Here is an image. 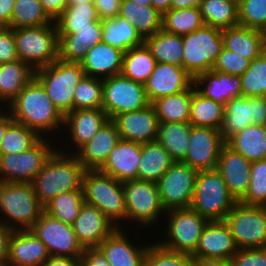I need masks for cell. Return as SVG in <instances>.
Instances as JSON below:
<instances>
[{
    "mask_svg": "<svg viewBox=\"0 0 266 266\" xmlns=\"http://www.w3.org/2000/svg\"><path fill=\"white\" fill-rule=\"evenodd\" d=\"M43 211L31 183H0V224L11 230H27Z\"/></svg>",
    "mask_w": 266,
    "mask_h": 266,
    "instance_id": "obj_3",
    "label": "cell"
},
{
    "mask_svg": "<svg viewBox=\"0 0 266 266\" xmlns=\"http://www.w3.org/2000/svg\"><path fill=\"white\" fill-rule=\"evenodd\" d=\"M238 249L224 220L209 221L199 238L196 251L191 256L230 260Z\"/></svg>",
    "mask_w": 266,
    "mask_h": 266,
    "instance_id": "obj_22",
    "label": "cell"
},
{
    "mask_svg": "<svg viewBox=\"0 0 266 266\" xmlns=\"http://www.w3.org/2000/svg\"><path fill=\"white\" fill-rule=\"evenodd\" d=\"M224 144L220 130L192 126L188 151L182 162L197 171L214 170Z\"/></svg>",
    "mask_w": 266,
    "mask_h": 266,
    "instance_id": "obj_17",
    "label": "cell"
},
{
    "mask_svg": "<svg viewBox=\"0 0 266 266\" xmlns=\"http://www.w3.org/2000/svg\"><path fill=\"white\" fill-rule=\"evenodd\" d=\"M98 248L112 266H143L148 243L137 246L128 238L125 229L117 227Z\"/></svg>",
    "mask_w": 266,
    "mask_h": 266,
    "instance_id": "obj_27",
    "label": "cell"
},
{
    "mask_svg": "<svg viewBox=\"0 0 266 266\" xmlns=\"http://www.w3.org/2000/svg\"><path fill=\"white\" fill-rule=\"evenodd\" d=\"M119 140L120 136L116 125L108 120L94 137L74 154L85 170H98L104 165L110 151Z\"/></svg>",
    "mask_w": 266,
    "mask_h": 266,
    "instance_id": "obj_25",
    "label": "cell"
},
{
    "mask_svg": "<svg viewBox=\"0 0 266 266\" xmlns=\"http://www.w3.org/2000/svg\"><path fill=\"white\" fill-rule=\"evenodd\" d=\"M228 1H231L238 6L243 0H228Z\"/></svg>",
    "mask_w": 266,
    "mask_h": 266,
    "instance_id": "obj_70",
    "label": "cell"
},
{
    "mask_svg": "<svg viewBox=\"0 0 266 266\" xmlns=\"http://www.w3.org/2000/svg\"><path fill=\"white\" fill-rule=\"evenodd\" d=\"M118 16L129 21L144 39L162 30V15L153 6L122 0Z\"/></svg>",
    "mask_w": 266,
    "mask_h": 266,
    "instance_id": "obj_35",
    "label": "cell"
},
{
    "mask_svg": "<svg viewBox=\"0 0 266 266\" xmlns=\"http://www.w3.org/2000/svg\"><path fill=\"white\" fill-rule=\"evenodd\" d=\"M84 202L95 206L110 221L120 228H125L120 221L127 222L122 182L98 170H85L82 177Z\"/></svg>",
    "mask_w": 266,
    "mask_h": 266,
    "instance_id": "obj_4",
    "label": "cell"
},
{
    "mask_svg": "<svg viewBox=\"0 0 266 266\" xmlns=\"http://www.w3.org/2000/svg\"><path fill=\"white\" fill-rule=\"evenodd\" d=\"M193 87L201 96L212 99L224 106L231 99L242 96L240 76L213 70L194 76Z\"/></svg>",
    "mask_w": 266,
    "mask_h": 266,
    "instance_id": "obj_23",
    "label": "cell"
},
{
    "mask_svg": "<svg viewBox=\"0 0 266 266\" xmlns=\"http://www.w3.org/2000/svg\"><path fill=\"white\" fill-rule=\"evenodd\" d=\"M144 44L150 50L156 63H169L183 67L182 36L160 30L145 38Z\"/></svg>",
    "mask_w": 266,
    "mask_h": 266,
    "instance_id": "obj_38",
    "label": "cell"
},
{
    "mask_svg": "<svg viewBox=\"0 0 266 266\" xmlns=\"http://www.w3.org/2000/svg\"><path fill=\"white\" fill-rule=\"evenodd\" d=\"M150 104L144 84L122 74L103 79L102 109L109 120L118 114L138 111Z\"/></svg>",
    "mask_w": 266,
    "mask_h": 266,
    "instance_id": "obj_11",
    "label": "cell"
},
{
    "mask_svg": "<svg viewBox=\"0 0 266 266\" xmlns=\"http://www.w3.org/2000/svg\"><path fill=\"white\" fill-rule=\"evenodd\" d=\"M183 68L192 76L212 70L223 48L222 30L203 25L182 36Z\"/></svg>",
    "mask_w": 266,
    "mask_h": 266,
    "instance_id": "obj_8",
    "label": "cell"
},
{
    "mask_svg": "<svg viewBox=\"0 0 266 266\" xmlns=\"http://www.w3.org/2000/svg\"><path fill=\"white\" fill-rule=\"evenodd\" d=\"M103 79L84 75L74 91L73 110L102 108Z\"/></svg>",
    "mask_w": 266,
    "mask_h": 266,
    "instance_id": "obj_48",
    "label": "cell"
},
{
    "mask_svg": "<svg viewBox=\"0 0 266 266\" xmlns=\"http://www.w3.org/2000/svg\"><path fill=\"white\" fill-rule=\"evenodd\" d=\"M226 144L251 162L266 159V125H250Z\"/></svg>",
    "mask_w": 266,
    "mask_h": 266,
    "instance_id": "obj_37",
    "label": "cell"
},
{
    "mask_svg": "<svg viewBox=\"0 0 266 266\" xmlns=\"http://www.w3.org/2000/svg\"><path fill=\"white\" fill-rule=\"evenodd\" d=\"M30 230L46 246L50 256L81 258L84 248L78 241L72 225L65 224L43 211Z\"/></svg>",
    "mask_w": 266,
    "mask_h": 266,
    "instance_id": "obj_14",
    "label": "cell"
},
{
    "mask_svg": "<svg viewBox=\"0 0 266 266\" xmlns=\"http://www.w3.org/2000/svg\"><path fill=\"white\" fill-rule=\"evenodd\" d=\"M174 163L168 151L157 141L141 144L138 180L156 183Z\"/></svg>",
    "mask_w": 266,
    "mask_h": 266,
    "instance_id": "obj_33",
    "label": "cell"
},
{
    "mask_svg": "<svg viewBox=\"0 0 266 266\" xmlns=\"http://www.w3.org/2000/svg\"><path fill=\"white\" fill-rule=\"evenodd\" d=\"M230 263L232 266H266V248L238 249Z\"/></svg>",
    "mask_w": 266,
    "mask_h": 266,
    "instance_id": "obj_54",
    "label": "cell"
},
{
    "mask_svg": "<svg viewBox=\"0 0 266 266\" xmlns=\"http://www.w3.org/2000/svg\"><path fill=\"white\" fill-rule=\"evenodd\" d=\"M42 266H82L81 258L49 256Z\"/></svg>",
    "mask_w": 266,
    "mask_h": 266,
    "instance_id": "obj_59",
    "label": "cell"
},
{
    "mask_svg": "<svg viewBox=\"0 0 266 266\" xmlns=\"http://www.w3.org/2000/svg\"><path fill=\"white\" fill-rule=\"evenodd\" d=\"M101 23L103 29L102 42L111 45L123 53L144 44L145 39L135 27L120 16L102 19Z\"/></svg>",
    "mask_w": 266,
    "mask_h": 266,
    "instance_id": "obj_34",
    "label": "cell"
},
{
    "mask_svg": "<svg viewBox=\"0 0 266 266\" xmlns=\"http://www.w3.org/2000/svg\"><path fill=\"white\" fill-rule=\"evenodd\" d=\"M198 7L205 25L221 30L239 25L238 6L231 1L201 0Z\"/></svg>",
    "mask_w": 266,
    "mask_h": 266,
    "instance_id": "obj_42",
    "label": "cell"
},
{
    "mask_svg": "<svg viewBox=\"0 0 266 266\" xmlns=\"http://www.w3.org/2000/svg\"><path fill=\"white\" fill-rule=\"evenodd\" d=\"M11 115L3 110V107H0V142L2 141L3 136L5 135L6 129L13 123Z\"/></svg>",
    "mask_w": 266,
    "mask_h": 266,
    "instance_id": "obj_63",
    "label": "cell"
},
{
    "mask_svg": "<svg viewBox=\"0 0 266 266\" xmlns=\"http://www.w3.org/2000/svg\"><path fill=\"white\" fill-rule=\"evenodd\" d=\"M18 60L13 30L0 27V64Z\"/></svg>",
    "mask_w": 266,
    "mask_h": 266,
    "instance_id": "obj_55",
    "label": "cell"
},
{
    "mask_svg": "<svg viewBox=\"0 0 266 266\" xmlns=\"http://www.w3.org/2000/svg\"><path fill=\"white\" fill-rule=\"evenodd\" d=\"M124 53L105 42L89 48L80 65L86 76L107 78L122 72Z\"/></svg>",
    "mask_w": 266,
    "mask_h": 266,
    "instance_id": "obj_29",
    "label": "cell"
},
{
    "mask_svg": "<svg viewBox=\"0 0 266 266\" xmlns=\"http://www.w3.org/2000/svg\"><path fill=\"white\" fill-rule=\"evenodd\" d=\"M203 25L199 7L170 9L162 15V30L170 34L183 36Z\"/></svg>",
    "mask_w": 266,
    "mask_h": 266,
    "instance_id": "obj_44",
    "label": "cell"
},
{
    "mask_svg": "<svg viewBox=\"0 0 266 266\" xmlns=\"http://www.w3.org/2000/svg\"><path fill=\"white\" fill-rule=\"evenodd\" d=\"M11 231V229L0 224V263L7 261L8 243Z\"/></svg>",
    "mask_w": 266,
    "mask_h": 266,
    "instance_id": "obj_61",
    "label": "cell"
},
{
    "mask_svg": "<svg viewBox=\"0 0 266 266\" xmlns=\"http://www.w3.org/2000/svg\"><path fill=\"white\" fill-rule=\"evenodd\" d=\"M152 6L163 15L171 9V0H151Z\"/></svg>",
    "mask_w": 266,
    "mask_h": 266,
    "instance_id": "obj_65",
    "label": "cell"
},
{
    "mask_svg": "<svg viewBox=\"0 0 266 266\" xmlns=\"http://www.w3.org/2000/svg\"><path fill=\"white\" fill-rule=\"evenodd\" d=\"M102 23H92V28L79 29L72 34H58V59L64 62L80 63L90 47L102 42Z\"/></svg>",
    "mask_w": 266,
    "mask_h": 266,
    "instance_id": "obj_30",
    "label": "cell"
},
{
    "mask_svg": "<svg viewBox=\"0 0 266 266\" xmlns=\"http://www.w3.org/2000/svg\"><path fill=\"white\" fill-rule=\"evenodd\" d=\"M63 150L56 148L31 182L35 195L43 206L61 193L82 190L85 169L72 152L73 147L70 153Z\"/></svg>",
    "mask_w": 266,
    "mask_h": 266,
    "instance_id": "obj_2",
    "label": "cell"
},
{
    "mask_svg": "<svg viewBox=\"0 0 266 266\" xmlns=\"http://www.w3.org/2000/svg\"><path fill=\"white\" fill-rule=\"evenodd\" d=\"M240 77L242 96H266V57L261 54L253 59L248 69Z\"/></svg>",
    "mask_w": 266,
    "mask_h": 266,
    "instance_id": "obj_49",
    "label": "cell"
},
{
    "mask_svg": "<svg viewBox=\"0 0 266 266\" xmlns=\"http://www.w3.org/2000/svg\"><path fill=\"white\" fill-rule=\"evenodd\" d=\"M109 120L106 112L102 109L72 110L64 115L63 127L68 131L66 135L76 152L82 145L90 141L99 129Z\"/></svg>",
    "mask_w": 266,
    "mask_h": 266,
    "instance_id": "obj_28",
    "label": "cell"
},
{
    "mask_svg": "<svg viewBox=\"0 0 266 266\" xmlns=\"http://www.w3.org/2000/svg\"><path fill=\"white\" fill-rule=\"evenodd\" d=\"M72 228L83 248H93L98 247L117 226L95 206L84 202Z\"/></svg>",
    "mask_w": 266,
    "mask_h": 266,
    "instance_id": "obj_21",
    "label": "cell"
},
{
    "mask_svg": "<svg viewBox=\"0 0 266 266\" xmlns=\"http://www.w3.org/2000/svg\"><path fill=\"white\" fill-rule=\"evenodd\" d=\"M155 65V58L143 44L124 53L121 74L133 81L145 84Z\"/></svg>",
    "mask_w": 266,
    "mask_h": 266,
    "instance_id": "obj_43",
    "label": "cell"
},
{
    "mask_svg": "<svg viewBox=\"0 0 266 266\" xmlns=\"http://www.w3.org/2000/svg\"><path fill=\"white\" fill-rule=\"evenodd\" d=\"M111 121L120 139L138 144L156 141L159 121L152 104L138 111L118 114Z\"/></svg>",
    "mask_w": 266,
    "mask_h": 266,
    "instance_id": "obj_18",
    "label": "cell"
},
{
    "mask_svg": "<svg viewBox=\"0 0 266 266\" xmlns=\"http://www.w3.org/2000/svg\"><path fill=\"white\" fill-rule=\"evenodd\" d=\"M101 21L94 2L68 5L55 20L58 34H72L79 29L92 28V23Z\"/></svg>",
    "mask_w": 266,
    "mask_h": 266,
    "instance_id": "obj_41",
    "label": "cell"
},
{
    "mask_svg": "<svg viewBox=\"0 0 266 266\" xmlns=\"http://www.w3.org/2000/svg\"><path fill=\"white\" fill-rule=\"evenodd\" d=\"M49 256L46 246L30 229L11 231L7 262L15 266H42Z\"/></svg>",
    "mask_w": 266,
    "mask_h": 266,
    "instance_id": "obj_26",
    "label": "cell"
},
{
    "mask_svg": "<svg viewBox=\"0 0 266 266\" xmlns=\"http://www.w3.org/2000/svg\"><path fill=\"white\" fill-rule=\"evenodd\" d=\"M262 54L266 57V33L262 41Z\"/></svg>",
    "mask_w": 266,
    "mask_h": 266,
    "instance_id": "obj_68",
    "label": "cell"
},
{
    "mask_svg": "<svg viewBox=\"0 0 266 266\" xmlns=\"http://www.w3.org/2000/svg\"><path fill=\"white\" fill-rule=\"evenodd\" d=\"M198 171L183 162H175L156 182L166 211L189 208Z\"/></svg>",
    "mask_w": 266,
    "mask_h": 266,
    "instance_id": "obj_15",
    "label": "cell"
},
{
    "mask_svg": "<svg viewBox=\"0 0 266 266\" xmlns=\"http://www.w3.org/2000/svg\"><path fill=\"white\" fill-rule=\"evenodd\" d=\"M140 160L141 144L120 139L99 170L120 182L138 180Z\"/></svg>",
    "mask_w": 266,
    "mask_h": 266,
    "instance_id": "obj_24",
    "label": "cell"
},
{
    "mask_svg": "<svg viewBox=\"0 0 266 266\" xmlns=\"http://www.w3.org/2000/svg\"><path fill=\"white\" fill-rule=\"evenodd\" d=\"M224 222L239 249L266 248V206L237 202Z\"/></svg>",
    "mask_w": 266,
    "mask_h": 266,
    "instance_id": "obj_9",
    "label": "cell"
},
{
    "mask_svg": "<svg viewBox=\"0 0 266 266\" xmlns=\"http://www.w3.org/2000/svg\"><path fill=\"white\" fill-rule=\"evenodd\" d=\"M0 266H15V265H12L11 263L9 262H3V263H0Z\"/></svg>",
    "mask_w": 266,
    "mask_h": 266,
    "instance_id": "obj_69",
    "label": "cell"
},
{
    "mask_svg": "<svg viewBox=\"0 0 266 266\" xmlns=\"http://www.w3.org/2000/svg\"><path fill=\"white\" fill-rule=\"evenodd\" d=\"M201 0H171V9L198 7Z\"/></svg>",
    "mask_w": 266,
    "mask_h": 266,
    "instance_id": "obj_64",
    "label": "cell"
},
{
    "mask_svg": "<svg viewBox=\"0 0 266 266\" xmlns=\"http://www.w3.org/2000/svg\"><path fill=\"white\" fill-rule=\"evenodd\" d=\"M239 25L266 33V0H243L238 5Z\"/></svg>",
    "mask_w": 266,
    "mask_h": 266,
    "instance_id": "obj_52",
    "label": "cell"
},
{
    "mask_svg": "<svg viewBox=\"0 0 266 266\" xmlns=\"http://www.w3.org/2000/svg\"><path fill=\"white\" fill-rule=\"evenodd\" d=\"M34 77L35 71L19 59L0 64V102H4L3 106L11 102Z\"/></svg>",
    "mask_w": 266,
    "mask_h": 266,
    "instance_id": "obj_32",
    "label": "cell"
},
{
    "mask_svg": "<svg viewBox=\"0 0 266 266\" xmlns=\"http://www.w3.org/2000/svg\"><path fill=\"white\" fill-rule=\"evenodd\" d=\"M251 163L226 143L222 146L216 170L221 174L236 202H240L249 189Z\"/></svg>",
    "mask_w": 266,
    "mask_h": 266,
    "instance_id": "obj_19",
    "label": "cell"
},
{
    "mask_svg": "<svg viewBox=\"0 0 266 266\" xmlns=\"http://www.w3.org/2000/svg\"><path fill=\"white\" fill-rule=\"evenodd\" d=\"M54 21L44 11L40 0H15L9 27H39Z\"/></svg>",
    "mask_w": 266,
    "mask_h": 266,
    "instance_id": "obj_45",
    "label": "cell"
},
{
    "mask_svg": "<svg viewBox=\"0 0 266 266\" xmlns=\"http://www.w3.org/2000/svg\"><path fill=\"white\" fill-rule=\"evenodd\" d=\"M12 30L18 59L34 71L58 59V32L55 21L39 27Z\"/></svg>",
    "mask_w": 266,
    "mask_h": 266,
    "instance_id": "obj_6",
    "label": "cell"
},
{
    "mask_svg": "<svg viewBox=\"0 0 266 266\" xmlns=\"http://www.w3.org/2000/svg\"><path fill=\"white\" fill-rule=\"evenodd\" d=\"M81 263L82 266H112L98 247L84 248Z\"/></svg>",
    "mask_w": 266,
    "mask_h": 266,
    "instance_id": "obj_56",
    "label": "cell"
},
{
    "mask_svg": "<svg viewBox=\"0 0 266 266\" xmlns=\"http://www.w3.org/2000/svg\"><path fill=\"white\" fill-rule=\"evenodd\" d=\"M240 203L266 206V159L251 163L249 189Z\"/></svg>",
    "mask_w": 266,
    "mask_h": 266,
    "instance_id": "obj_51",
    "label": "cell"
},
{
    "mask_svg": "<svg viewBox=\"0 0 266 266\" xmlns=\"http://www.w3.org/2000/svg\"><path fill=\"white\" fill-rule=\"evenodd\" d=\"M190 122H159L156 141L171 155L175 162H182L188 151Z\"/></svg>",
    "mask_w": 266,
    "mask_h": 266,
    "instance_id": "obj_36",
    "label": "cell"
},
{
    "mask_svg": "<svg viewBox=\"0 0 266 266\" xmlns=\"http://www.w3.org/2000/svg\"><path fill=\"white\" fill-rule=\"evenodd\" d=\"M250 60L238 55L237 53L222 48L212 70L225 74L241 76L249 67Z\"/></svg>",
    "mask_w": 266,
    "mask_h": 266,
    "instance_id": "obj_53",
    "label": "cell"
},
{
    "mask_svg": "<svg viewBox=\"0 0 266 266\" xmlns=\"http://www.w3.org/2000/svg\"><path fill=\"white\" fill-rule=\"evenodd\" d=\"M15 0H0V27H9Z\"/></svg>",
    "mask_w": 266,
    "mask_h": 266,
    "instance_id": "obj_60",
    "label": "cell"
},
{
    "mask_svg": "<svg viewBox=\"0 0 266 266\" xmlns=\"http://www.w3.org/2000/svg\"><path fill=\"white\" fill-rule=\"evenodd\" d=\"M236 203L216 169L198 171L191 209L208 221H222Z\"/></svg>",
    "mask_w": 266,
    "mask_h": 266,
    "instance_id": "obj_5",
    "label": "cell"
},
{
    "mask_svg": "<svg viewBox=\"0 0 266 266\" xmlns=\"http://www.w3.org/2000/svg\"><path fill=\"white\" fill-rule=\"evenodd\" d=\"M150 103L158 98L188 90L193 77L183 68L169 63H156L144 84Z\"/></svg>",
    "mask_w": 266,
    "mask_h": 266,
    "instance_id": "obj_20",
    "label": "cell"
},
{
    "mask_svg": "<svg viewBox=\"0 0 266 266\" xmlns=\"http://www.w3.org/2000/svg\"><path fill=\"white\" fill-rule=\"evenodd\" d=\"M192 266H232L230 260L214 258H192Z\"/></svg>",
    "mask_w": 266,
    "mask_h": 266,
    "instance_id": "obj_62",
    "label": "cell"
},
{
    "mask_svg": "<svg viewBox=\"0 0 266 266\" xmlns=\"http://www.w3.org/2000/svg\"><path fill=\"white\" fill-rule=\"evenodd\" d=\"M83 203L84 198L82 190L68 191L50 200L44 206V211L55 219L65 224L72 225L78 217Z\"/></svg>",
    "mask_w": 266,
    "mask_h": 266,
    "instance_id": "obj_46",
    "label": "cell"
},
{
    "mask_svg": "<svg viewBox=\"0 0 266 266\" xmlns=\"http://www.w3.org/2000/svg\"><path fill=\"white\" fill-rule=\"evenodd\" d=\"M225 106L198 94L192 85V100L189 122L196 127L220 130Z\"/></svg>",
    "mask_w": 266,
    "mask_h": 266,
    "instance_id": "obj_40",
    "label": "cell"
},
{
    "mask_svg": "<svg viewBox=\"0 0 266 266\" xmlns=\"http://www.w3.org/2000/svg\"><path fill=\"white\" fill-rule=\"evenodd\" d=\"M265 32L243 26L222 30L223 47L252 61L262 54Z\"/></svg>",
    "mask_w": 266,
    "mask_h": 266,
    "instance_id": "obj_31",
    "label": "cell"
},
{
    "mask_svg": "<svg viewBox=\"0 0 266 266\" xmlns=\"http://www.w3.org/2000/svg\"><path fill=\"white\" fill-rule=\"evenodd\" d=\"M250 125H266V96H240L226 103L220 128L225 143Z\"/></svg>",
    "mask_w": 266,
    "mask_h": 266,
    "instance_id": "obj_16",
    "label": "cell"
},
{
    "mask_svg": "<svg viewBox=\"0 0 266 266\" xmlns=\"http://www.w3.org/2000/svg\"><path fill=\"white\" fill-rule=\"evenodd\" d=\"M168 226L164 240L157 242L164 248L192 255L198 246L204 227L209 222L195 210L189 208L166 211Z\"/></svg>",
    "mask_w": 266,
    "mask_h": 266,
    "instance_id": "obj_10",
    "label": "cell"
},
{
    "mask_svg": "<svg viewBox=\"0 0 266 266\" xmlns=\"http://www.w3.org/2000/svg\"><path fill=\"white\" fill-rule=\"evenodd\" d=\"M192 100V86L177 94L156 99L153 105L159 122H189Z\"/></svg>",
    "mask_w": 266,
    "mask_h": 266,
    "instance_id": "obj_39",
    "label": "cell"
},
{
    "mask_svg": "<svg viewBox=\"0 0 266 266\" xmlns=\"http://www.w3.org/2000/svg\"><path fill=\"white\" fill-rule=\"evenodd\" d=\"M121 1L122 0H94L99 19L117 17L119 15Z\"/></svg>",
    "mask_w": 266,
    "mask_h": 266,
    "instance_id": "obj_57",
    "label": "cell"
},
{
    "mask_svg": "<svg viewBox=\"0 0 266 266\" xmlns=\"http://www.w3.org/2000/svg\"><path fill=\"white\" fill-rule=\"evenodd\" d=\"M6 106L14 122L36 131L41 137L48 138V133L51 135L54 130H58V135L59 128L63 131L64 116L35 77Z\"/></svg>",
    "mask_w": 266,
    "mask_h": 266,
    "instance_id": "obj_1",
    "label": "cell"
},
{
    "mask_svg": "<svg viewBox=\"0 0 266 266\" xmlns=\"http://www.w3.org/2000/svg\"><path fill=\"white\" fill-rule=\"evenodd\" d=\"M124 191L127 221L139 223L145 227L158 223L164 209L157 184L143 180H129L122 182ZM162 214V215H161ZM129 219V220H128Z\"/></svg>",
    "mask_w": 266,
    "mask_h": 266,
    "instance_id": "obj_13",
    "label": "cell"
},
{
    "mask_svg": "<svg viewBox=\"0 0 266 266\" xmlns=\"http://www.w3.org/2000/svg\"><path fill=\"white\" fill-rule=\"evenodd\" d=\"M42 137L25 125L13 122L0 142V154H17L33 147Z\"/></svg>",
    "mask_w": 266,
    "mask_h": 266,
    "instance_id": "obj_47",
    "label": "cell"
},
{
    "mask_svg": "<svg viewBox=\"0 0 266 266\" xmlns=\"http://www.w3.org/2000/svg\"><path fill=\"white\" fill-rule=\"evenodd\" d=\"M143 266H192V256L168 250L156 240L148 245Z\"/></svg>",
    "mask_w": 266,
    "mask_h": 266,
    "instance_id": "obj_50",
    "label": "cell"
},
{
    "mask_svg": "<svg viewBox=\"0 0 266 266\" xmlns=\"http://www.w3.org/2000/svg\"><path fill=\"white\" fill-rule=\"evenodd\" d=\"M128 1L136 2L141 5L152 6L151 0H128Z\"/></svg>",
    "mask_w": 266,
    "mask_h": 266,
    "instance_id": "obj_67",
    "label": "cell"
},
{
    "mask_svg": "<svg viewBox=\"0 0 266 266\" xmlns=\"http://www.w3.org/2000/svg\"><path fill=\"white\" fill-rule=\"evenodd\" d=\"M84 75L80 63L60 59L35 70V78L63 116L73 110L74 91Z\"/></svg>",
    "mask_w": 266,
    "mask_h": 266,
    "instance_id": "obj_7",
    "label": "cell"
},
{
    "mask_svg": "<svg viewBox=\"0 0 266 266\" xmlns=\"http://www.w3.org/2000/svg\"><path fill=\"white\" fill-rule=\"evenodd\" d=\"M94 2V0H69V5H78L82 3Z\"/></svg>",
    "mask_w": 266,
    "mask_h": 266,
    "instance_id": "obj_66",
    "label": "cell"
},
{
    "mask_svg": "<svg viewBox=\"0 0 266 266\" xmlns=\"http://www.w3.org/2000/svg\"><path fill=\"white\" fill-rule=\"evenodd\" d=\"M42 137L33 147L17 154H0V181L31 183L56 149L52 140Z\"/></svg>",
    "mask_w": 266,
    "mask_h": 266,
    "instance_id": "obj_12",
    "label": "cell"
},
{
    "mask_svg": "<svg viewBox=\"0 0 266 266\" xmlns=\"http://www.w3.org/2000/svg\"><path fill=\"white\" fill-rule=\"evenodd\" d=\"M44 11L55 21L69 5V0H40Z\"/></svg>",
    "mask_w": 266,
    "mask_h": 266,
    "instance_id": "obj_58",
    "label": "cell"
}]
</instances>
